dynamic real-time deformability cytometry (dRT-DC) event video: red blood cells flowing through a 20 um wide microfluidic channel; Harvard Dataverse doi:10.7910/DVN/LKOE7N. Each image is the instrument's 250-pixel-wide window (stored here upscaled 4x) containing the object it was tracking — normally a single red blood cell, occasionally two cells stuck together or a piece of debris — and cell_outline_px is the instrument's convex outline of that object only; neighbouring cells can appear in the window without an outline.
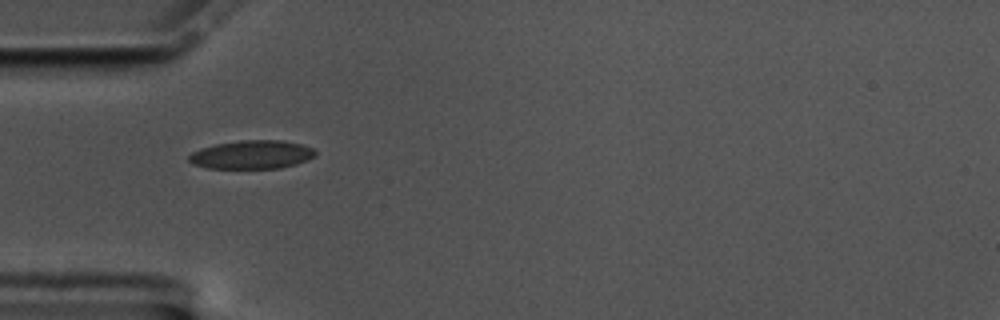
{"species": "common noctule bat (a hibernating species)", "species_latin": "Nyctalus noctula", "temperature_condition": "cold", "stored_images_in_passage": 41, "camera_frame_rate_fps": 3000, "um_per_image_px": 0.085, "animal": {"sex": "male", "body_mass_g": 17.5, "forearm_length_mm": 52.3}, "frame": {"image": 1, "passage_image": 1, "time_ms": 0.0, "image_size_px": [1000, 320], "cell_outline_px": [[316, 156], [308, 160], [296, 164], [280, 168], [208, 168], [192, 164], [188, 160], [188, 156], [192, 152], [200, 148], [216, 144], [240, 140], [284, 140], [300, 144], [312, 148], [316, 152]], "centroid_in_image_um": [21.4, 13.14], "position_along_channel_um": 63.6, "area_um2": 21.1}}
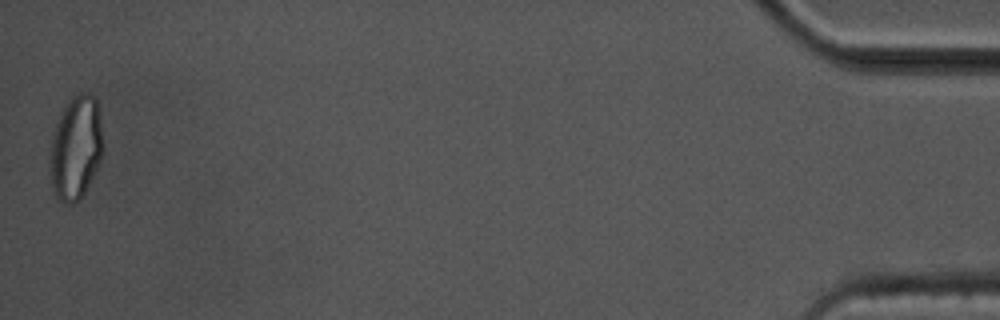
{"frame": {"image": 2, "passage_image": 41, "time_ms": 13.333, "image_size_px": [1000, 320], "cell_outline_px": [[104, 148], [100, 160], [80, 200], [72, 204], [68, 204], [56, 200], [52, 188], [48, 164], [48, 156], [52, 136], [56, 124], [68, 100], [76, 92], [88, 92], [96, 100], [104, 144]], "centroid_in_image_um": [6.41, 12.59], "position_along_channel_um": 428.8, "area_um2": 32.43}, "authors_computed_cell_mechanics": {"area_um2": 20.808, "velocity_mm_per_s": 3.4477, "shape_relaxation_time_tau1_ms": null, "shape_relaxation_time_tau2_ms": 1.6852, "deformation_change_tau1": null, "deformation_change_tau2": 0.0718}}